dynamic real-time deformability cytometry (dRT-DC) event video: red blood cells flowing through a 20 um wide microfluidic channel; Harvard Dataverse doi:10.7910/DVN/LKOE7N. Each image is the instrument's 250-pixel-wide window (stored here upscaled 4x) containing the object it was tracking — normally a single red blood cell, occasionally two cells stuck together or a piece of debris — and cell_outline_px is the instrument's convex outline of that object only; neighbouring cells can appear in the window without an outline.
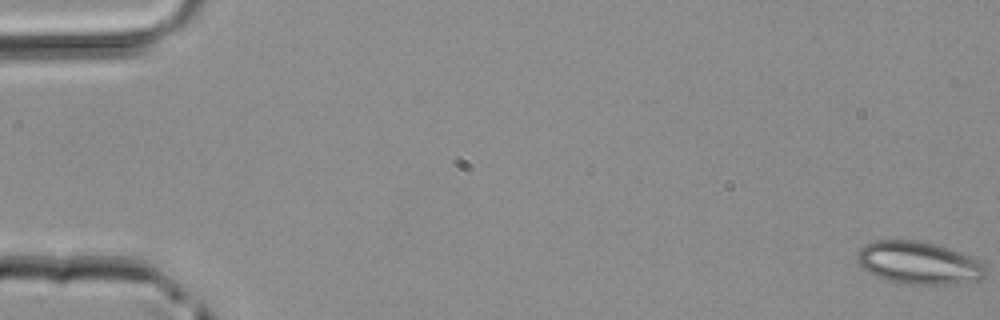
{"species": "common noctule bat (a hibernating species)", "species_latin": "Nyctalus noctula", "temperature_condition": "room temperature", "stored_images_in_passage": 4, "camera_frame_rate_fps": 3000, "um_per_image_px": 0.085, "animal": {"sex": "male", "body_mass_g": 20.4}, "frame": {"image": 1, "passage_image": 1, "time_ms": 0.0, "image_size_px": [1000, 320], "cell_outline_px": [[984, 276], [976, 280], [956, 284], [896, 284], [876, 276], [868, 272], [856, 260], [856, 252], [860, 248], [876, 240], [916, 240], [936, 244], [972, 256], [980, 260], [984, 264]], "centroid_in_image_um": [78.07, 22.35], "position_along_channel_um": 6.9, "area_um2": 32.02}}